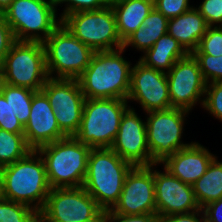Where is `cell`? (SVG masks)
I'll use <instances>...</instances> for the list:
<instances>
[{
	"label": "cell",
	"instance_id": "1",
	"mask_svg": "<svg viewBox=\"0 0 222 222\" xmlns=\"http://www.w3.org/2000/svg\"><path fill=\"white\" fill-rule=\"evenodd\" d=\"M123 47L94 52L88 67L77 79L85 99L127 100L133 64L124 58Z\"/></svg>",
	"mask_w": 222,
	"mask_h": 222
},
{
	"label": "cell",
	"instance_id": "2",
	"mask_svg": "<svg viewBox=\"0 0 222 222\" xmlns=\"http://www.w3.org/2000/svg\"><path fill=\"white\" fill-rule=\"evenodd\" d=\"M4 199L22 203L40 212L45 205L50 186L45 162L37 150L2 167Z\"/></svg>",
	"mask_w": 222,
	"mask_h": 222
},
{
	"label": "cell",
	"instance_id": "3",
	"mask_svg": "<svg viewBox=\"0 0 222 222\" xmlns=\"http://www.w3.org/2000/svg\"><path fill=\"white\" fill-rule=\"evenodd\" d=\"M132 167L111 148H92L83 188L103 211L110 210L118 202L125 177Z\"/></svg>",
	"mask_w": 222,
	"mask_h": 222
},
{
	"label": "cell",
	"instance_id": "4",
	"mask_svg": "<svg viewBox=\"0 0 222 222\" xmlns=\"http://www.w3.org/2000/svg\"><path fill=\"white\" fill-rule=\"evenodd\" d=\"M91 149L74 136L39 147L37 151L45 162L50 188L83 186Z\"/></svg>",
	"mask_w": 222,
	"mask_h": 222
},
{
	"label": "cell",
	"instance_id": "5",
	"mask_svg": "<svg viewBox=\"0 0 222 222\" xmlns=\"http://www.w3.org/2000/svg\"><path fill=\"white\" fill-rule=\"evenodd\" d=\"M129 107L128 101L122 99H85L81 124L74 137L91 148H110Z\"/></svg>",
	"mask_w": 222,
	"mask_h": 222
},
{
	"label": "cell",
	"instance_id": "6",
	"mask_svg": "<svg viewBox=\"0 0 222 222\" xmlns=\"http://www.w3.org/2000/svg\"><path fill=\"white\" fill-rule=\"evenodd\" d=\"M55 1L13 0L2 13L16 41L43 43L61 24Z\"/></svg>",
	"mask_w": 222,
	"mask_h": 222
},
{
	"label": "cell",
	"instance_id": "7",
	"mask_svg": "<svg viewBox=\"0 0 222 222\" xmlns=\"http://www.w3.org/2000/svg\"><path fill=\"white\" fill-rule=\"evenodd\" d=\"M41 42L15 41L0 64V82L41 91L48 79Z\"/></svg>",
	"mask_w": 222,
	"mask_h": 222
},
{
	"label": "cell",
	"instance_id": "8",
	"mask_svg": "<svg viewBox=\"0 0 222 222\" xmlns=\"http://www.w3.org/2000/svg\"><path fill=\"white\" fill-rule=\"evenodd\" d=\"M49 78L78 79L94 51L77 39L62 23L43 42Z\"/></svg>",
	"mask_w": 222,
	"mask_h": 222
},
{
	"label": "cell",
	"instance_id": "9",
	"mask_svg": "<svg viewBox=\"0 0 222 222\" xmlns=\"http://www.w3.org/2000/svg\"><path fill=\"white\" fill-rule=\"evenodd\" d=\"M61 23L94 52L123 47L117 31L115 13L110 4L97 10L68 14Z\"/></svg>",
	"mask_w": 222,
	"mask_h": 222
},
{
	"label": "cell",
	"instance_id": "10",
	"mask_svg": "<svg viewBox=\"0 0 222 222\" xmlns=\"http://www.w3.org/2000/svg\"><path fill=\"white\" fill-rule=\"evenodd\" d=\"M189 114L186 109L174 107L145 113L151 165L162 163L168 156L193 143L182 140Z\"/></svg>",
	"mask_w": 222,
	"mask_h": 222
},
{
	"label": "cell",
	"instance_id": "11",
	"mask_svg": "<svg viewBox=\"0 0 222 222\" xmlns=\"http://www.w3.org/2000/svg\"><path fill=\"white\" fill-rule=\"evenodd\" d=\"M102 212L95 199L81 186L51 189L38 216L39 222H89Z\"/></svg>",
	"mask_w": 222,
	"mask_h": 222
},
{
	"label": "cell",
	"instance_id": "12",
	"mask_svg": "<svg viewBox=\"0 0 222 222\" xmlns=\"http://www.w3.org/2000/svg\"><path fill=\"white\" fill-rule=\"evenodd\" d=\"M41 91L47 96L60 130L74 136L80 127L85 96L77 79L48 78Z\"/></svg>",
	"mask_w": 222,
	"mask_h": 222
},
{
	"label": "cell",
	"instance_id": "13",
	"mask_svg": "<svg viewBox=\"0 0 222 222\" xmlns=\"http://www.w3.org/2000/svg\"><path fill=\"white\" fill-rule=\"evenodd\" d=\"M166 76L171 107L182 108L191 112L196 105L203 106L206 82L198 61L192 54L178 60L166 73Z\"/></svg>",
	"mask_w": 222,
	"mask_h": 222
},
{
	"label": "cell",
	"instance_id": "14",
	"mask_svg": "<svg viewBox=\"0 0 222 222\" xmlns=\"http://www.w3.org/2000/svg\"><path fill=\"white\" fill-rule=\"evenodd\" d=\"M128 103L137 102L143 113L171 107L166 73L146 66L139 59L132 65Z\"/></svg>",
	"mask_w": 222,
	"mask_h": 222
},
{
	"label": "cell",
	"instance_id": "15",
	"mask_svg": "<svg viewBox=\"0 0 222 222\" xmlns=\"http://www.w3.org/2000/svg\"><path fill=\"white\" fill-rule=\"evenodd\" d=\"M111 210L119 215L156 214L154 164L131 168Z\"/></svg>",
	"mask_w": 222,
	"mask_h": 222
},
{
	"label": "cell",
	"instance_id": "16",
	"mask_svg": "<svg viewBox=\"0 0 222 222\" xmlns=\"http://www.w3.org/2000/svg\"><path fill=\"white\" fill-rule=\"evenodd\" d=\"M135 110L130 105L123 114L118 133L110 148L133 166H150L146 121L142 120Z\"/></svg>",
	"mask_w": 222,
	"mask_h": 222
},
{
	"label": "cell",
	"instance_id": "17",
	"mask_svg": "<svg viewBox=\"0 0 222 222\" xmlns=\"http://www.w3.org/2000/svg\"><path fill=\"white\" fill-rule=\"evenodd\" d=\"M159 165L154 164L156 214L168 216L199 210L193 187L173 176L164 167L163 171L156 169Z\"/></svg>",
	"mask_w": 222,
	"mask_h": 222
},
{
	"label": "cell",
	"instance_id": "18",
	"mask_svg": "<svg viewBox=\"0 0 222 222\" xmlns=\"http://www.w3.org/2000/svg\"><path fill=\"white\" fill-rule=\"evenodd\" d=\"M24 137L32 150L67 137L59 128L55 112L42 91L33 94L30 116L24 126Z\"/></svg>",
	"mask_w": 222,
	"mask_h": 222
},
{
	"label": "cell",
	"instance_id": "19",
	"mask_svg": "<svg viewBox=\"0 0 222 222\" xmlns=\"http://www.w3.org/2000/svg\"><path fill=\"white\" fill-rule=\"evenodd\" d=\"M216 154L206 146L193 142L168 156L160 165L182 182L193 185L207 170Z\"/></svg>",
	"mask_w": 222,
	"mask_h": 222
},
{
	"label": "cell",
	"instance_id": "20",
	"mask_svg": "<svg viewBox=\"0 0 222 222\" xmlns=\"http://www.w3.org/2000/svg\"><path fill=\"white\" fill-rule=\"evenodd\" d=\"M207 28L204 17L193 7L178 17L170 18L167 33L174 37L188 54H192L198 48Z\"/></svg>",
	"mask_w": 222,
	"mask_h": 222
},
{
	"label": "cell",
	"instance_id": "21",
	"mask_svg": "<svg viewBox=\"0 0 222 222\" xmlns=\"http://www.w3.org/2000/svg\"><path fill=\"white\" fill-rule=\"evenodd\" d=\"M110 5L115 13L119 37L124 42L142 26L144 19L154 8V0H116Z\"/></svg>",
	"mask_w": 222,
	"mask_h": 222
},
{
	"label": "cell",
	"instance_id": "22",
	"mask_svg": "<svg viewBox=\"0 0 222 222\" xmlns=\"http://www.w3.org/2000/svg\"><path fill=\"white\" fill-rule=\"evenodd\" d=\"M188 53L179 42L168 33L162 35L139 60L146 66L167 73L174 64Z\"/></svg>",
	"mask_w": 222,
	"mask_h": 222
},
{
	"label": "cell",
	"instance_id": "23",
	"mask_svg": "<svg viewBox=\"0 0 222 222\" xmlns=\"http://www.w3.org/2000/svg\"><path fill=\"white\" fill-rule=\"evenodd\" d=\"M168 20L154 7L144 19L142 26L123 42V48L131 46L144 54L162 35L168 32Z\"/></svg>",
	"mask_w": 222,
	"mask_h": 222
},
{
	"label": "cell",
	"instance_id": "24",
	"mask_svg": "<svg viewBox=\"0 0 222 222\" xmlns=\"http://www.w3.org/2000/svg\"><path fill=\"white\" fill-rule=\"evenodd\" d=\"M192 187L201 209L210 202L222 198V161H219L217 156Z\"/></svg>",
	"mask_w": 222,
	"mask_h": 222
},
{
	"label": "cell",
	"instance_id": "25",
	"mask_svg": "<svg viewBox=\"0 0 222 222\" xmlns=\"http://www.w3.org/2000/svg\"><path fill=\"white\" fill-rule=\"evenodd\" d=\"M0 92L9 102L18 120L25 126L30 116L33 94L36 91L0 82Z\"/></svg>",
	"mask_w": 222,
	"mask_h": 222
},
{
	"label": "cell",
	"instance_id": "26",
	"mask_svg": "<svg viewBox=\"0 0 222 222\" xmlns=\"http://www.w3.org/2000/svg\"><path fill=\"white\" fill-rule=\"evenodd\" d=\"M32 149L27 145L23 133H12L0 129V166L13 164L24 158Z\"/></svg>",
	"mask_w": 222,
	"mask_h": 222
},
{
	"label": "cell",
	"instance_id": "27",
	"mask_svg": "<svg viewBox=\"0 0 222 222\" xmlns=\"http://www.w3.org/2000/svg\"><path fill=\"white\" fill-rule=\"evenodd\" d=\"M0 222H39L38 212L28 205L1 199Z\"/></svg>",
	"mask_w": 222,
	"mask_h": 222
},
{
	"label": "cell",
	"instance_id": "28",
	"mask_svg": "<svg viewBox=\"0 0 222 222\" xmlns=\"http://www.w3.org/2000/svg\"><path fill=\"white\" fill-rule=\"evenodd\" d=\"M198 61L206 84L222 81V55L215 57L208 54H192Z\"/></svg>",
	"mask_w": 222,
	"mask_h": 222
},
{
	"label": "cell",
	"instance_id": "29",
	"mask_svg": "<svg viewBox=\"0 0 222 222\" xmlns=\"http://www.w3.org/2000/svg\"><path fill=\"white\" fill-rule=\"evenodd\" d=\"M192 54L222 55V26L208 27L200 40L198 48Z\"/></svg>",
	"mask_w": 222,
	"mask_h": 222
},
{
	"label": "cell",
	"instance_id": "30",
	"mask_svg": "<svg viewBox=\"0 0 222 222\" xmlns=\"http://www.w3.org/2000/svg\"><path fill=\"white\" fill-rule=\"evenodd\" d=\"M202 108L222 122V81L206 84Z\"/></svg>",
	"mask_w": 222,
	"mask_h": 222
},
{
	"label": "cell",
	"instance_id": "31",
	"mask_svg": "<svg viewBox=\"0 0 222 222\" xmlns=\"http://www.w3.org/2000/svg\"><path fill=\"white\" fill-rule=\"evenodd\" d=\"M64 6V10H61L59 14L60 20H62L66 15L72 14L78 11H89L101 9L110 3L107 0H55L56 9L59 10L58 6Z\"/></svg>",
	"mask_w": 222,
	"mask_h": 222
},
{
	"label": "cell",
	"instance_id": "32",
	"mask_svg": "<svg viewBox=\"0 0 222 222\" xmlns=\"http://www.w3.org/2000/svg\"><path fill=\"white\" fill-rule=\"evenodd\" d=\"M0 129L12 133H24V126L13 113L9 102L0 92Z\"/></svg>",
	"mask_w": 222,
	"mask_h": 222
},
{
	"label": "cell",
	"instance_id": "33",
	"mask_svg": "<svg viewBox=\"0 0 222 222\" xmlns=\"http://www.w3.org/2000/svg\"><path fill=\"white\" fill-rule=\"evenodd\" d=\"M208 27L222 26V0H203L195 7Z\"/></svg>",
	"mask_w": 222,
	"mask_h": 222
},
{
	"label": "cell",
	"instance_id": "34",
	"mask_svg": "<svg viewBox=\"0 0 222 222\" xmlns=\"http://www.w3.org/2000/svg\"><path fill=\"white\" fill-rule=\"evenodd\" d=\"M154 7L166 18H174L193 8L190 0H154Z\"/></svg>",
	"mask_w": 222,
	"mask_h": 222
},
{
	"label": "cell",
	"instance_id": "35",
	"mask_svg": "<svg viewBox=\"0 0 222 222\" xmlns=\"http://www.w3.org/2000/svg\"><path fill=\"white\" fill-rule=\"evenodd\" d=\"M157 214L119 215L111 209L103 211V222H158Z\"/></svg>",
	"mask_w": 222,
	"mask_h": 222
},
{
	"label": "cell",
	"instance_id": "36",
	"mask_svg": "<svg viewBox=\"0 0 222 222\" xmlns=\"http://www.w3.org/2000/svg\"><path fill=\"white\" fill-rule=\"evenodd\" d=\"M15 41L13 32L6 23L4 15L0 14V64Z\"/></svg>",
	"mask_w": 222,
	"mask_h": 222
},
{
	"label": "cell",
	"instance_id": "37",
	"mask_svg": "<svg viewBox=\"0 0 222 222\" xmlns=\"http://www.w3.org/2000/svg\"><path fill=\"white\" fill-rule=\"evenodd\" d=\"M158 222H205V215L203 209L200 208L190 213L159 216Z\"/></svg>",
	"mask_w": 222,
	"mask_h": 222
},
{
	"label": "cell",
	"instance_id": "38",
	"mask_svg": "<svg viewBox=\"0 0 222 222\" xmlns=\"http://www.w3.org/2000/svg\"><path fill=\"white\" fill-rule=\"evenodd\" d=\"M205 222H222V198L210 202L203 208Z\"/></svg>",
	"mask_w": 222,
	"mask_h": 222
},
{
	"label": "cell",
	"instance_id": "39",
	"mask_svg": "<svg viewBox=\"0 0 222 222\" xmlns=\"http://www.w3.org/2000/svg\"><path fill=\"white\" fill-rule=\"evenodd\" d=\"M13 0H0V14H2L12 3Z\"/></svg>",
	"mask_w": 222,
	"mask_h": 222
},
{
	"label": "cell",
	"instance_id": "40",
	"mask_svg": "<svg viewBox=\"0 0 222 222\" xmlns=\"http://www.w3.org/2000/svg\"><path fill=\"white\" fill-rule=\"evenodd\" d=\"M4 198L3 195V174H2V167L0 166V200Z\"/></svg>",
	"mask_w": 222,
	"mask_h": 222
},
{
	"label": "cell",
	"instance_id": "41",
	"mask_svg": "<svg viewBox=\"0 0 222 222\" xmlns=\"http://www.w3.org/2000/svg\"><path fill=\"white\" fill-rule=\"evenodd\" d=\"M89 222H103V212L95 220Z\"/></svg>",
	"mask_w": 222,
	"mask_h": 222
},
{
	"label": "cell",
	"instance_id": "42",
	"mask_svg": "<svg viewBox=\"0 0 222 222\" xmlns=\"http://www.w3.org/2000/svg\"><path fill=\"white\" fill-rule=\"evenodd\" d=\"M109 3L113 2V1H116V0H107Z\"/></svg>",
	"mask_w": 222,
	"mask_h": 222
}]
</instances>
